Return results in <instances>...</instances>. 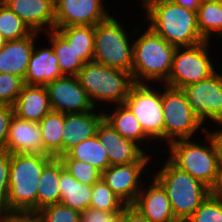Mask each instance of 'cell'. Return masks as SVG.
<instances>
[{
  "label": "cell",
  "instance_id": "1",
  "mask_svg": "<svg viewBox=\"0 0 222 222\" xmlns=\"http://www.w3.org/2000/svg\"><path fill=\"white\" fill-rule=\"evenodd\" d=\"M144 12L148 27L176 48L206 41L198 28L197 12L177 5L172 0L155 1Z\"/></svg>",
  "mask_w": 222,
  "mask_h": 222
},
{
  "label": "cell",
  "instance_id": "2",
  "mask_svg": "<svg viewBox=\"0 0 222 222\" xmlns=\"http://www.w3.org/2000/svg\"><path fill=\"white\" fill-rule=\"evenodd\" d=\"M135 29L137 39L133 40V63L131 76L134 83L163 85L168 79L176 47L165 41L151 28ZM141 32H143L141 34ZM140 33V34H139ZM154 81V82H153ZM157 82V84H156Z\"/></svg>",
  "mask_w": 222,
  "mask_h": 222
},
{
  "label": "cell",
  "instance_id": "3",
  "mask_svg": "<svg viewBox=\"0 0 222 222\" xmlns=\"http://www.w3.org/2000/svg\"><path fill=\"white\" fill-rule=\"evenodd\" d=\"M53 158L42 154H11L7 213L37 212L39 179Z\"/></svg>",
  "mask_w": 222,
  "mask_h": 222
},
{
  "label": "cell",
  "instance_id": "4",
  "mask_svg": "<svg viewBox=\"0 0 222 222\" xmlns=\"http://www.w3.org/2000/svg\"><path fill=\"white\" fill-rule=\"evenodd\" d=\"M206 135V136H205ZM198 143L193 139H179L168 144V160L180 170L189 173L209 189L216 182L219 171V155L213 135L208 130Z\"/></svg>",
  "mask_w": 222,
  "mask_h": 222
},
{
  "label": "cell",
  "instance_id": "5",
  "mask_svg": "<svg viewBox=\"0 0 222 222\" xmlns=\"http://www.w3.org/2000/svg\"><path fill=\"white\" fill-rule=\"evenodd\" d=\"M165 161L153 177L166 190L175 218L186 222L211 194V190L168 159Z\"/></svg>",
  "mask_w": 222,
  "mask_h": 222
},
{
  "label": "cell",
  "instance_id": "6",
  "mask_svg": "<svg viewBox=\"0 0 222 222\" xmlns=\"http://www.w3.org/2000/svg\"><path fill=\"white\" fill-rule=\"evenodd\" d=\"M79 83L88 94L93 105L104 102L111 105L124 104L131 86L134 84L131 73L111 68L97 62H88L76 75Z\"/></svg>",
  "mask_w": 222,
  "mask_h": 222
},
{
  "label": "cell",
  "instance_id": "7",
  "mask_svg": "<svg viewBox=\"0 0 222 222\" xmlns=\"http://www.w3.org/2000/svg\"><path fill=\"white\" fill-rule=\"evenodd\" d=\"M110 15L95 26L93 61L131 73L133 63V32L127 34L124 23ZM122 23V24H121Z\"/></svg>",
  "mask_w": 222,
  "mask_h": 222
},
{
  "label": "cell",
  "instance_id": "8",
  "mask_svg": "<svg viewBox=\"0 0 222 222\" xmlns=\"http://www.w3.org/2000/svg\"><path fill=\"white\" fill-rule=\"evenodd\" d=\"M161 90L166 145L179 139H193L198 131L205 134L208 128L202 126V122L194 114L184 91L165 84L161 86Z\"/></svg>",
  "mask_w": 222,
  "mask_h": 222
},
{
  "label": "cell",
  "instance_id": "9",
  "mask_svg": "<svg viewBox=\"0 0 222 222\" xmlns=\"http://www.w3.org/2000/svg\"><path fill=\"white\" fill-rule=\"evenodd\" d=\"M209 44L211 41L206 40L194 46L177 47L165 85L182 89L211 76L216 71V66L212 62L211 52H208Z\"/></svg>",
  "mask_w": 222,
  "mask_h": 222
},
{
  "label": "cell",
  "instance_id": "10",
  "mask_svg": "<svg viewBox=\"0 0 222 222\" xmlns=\"http://www.w3.org/2000/svg\"><path fill=\"white\" fill-rule=\"evenodd\" d=\"M153 86V87H152ZM161 86L134 83L124 104L138 119L143 131L153 140L164 142V119Z\"/></svg>",
  "mask_w": 222,
  "mask_h": 222
},
{
  "label": "cell",
  "instance_id": "11",
  "mask_svg": "<svg viewBox=\"0 0 222 222\" xmlns=\"http://www.w3.org/2000/svg\"><path fill=\"white\" fill-rule=\"evenodd\" d=\"M196 117L203 125L207 121L222 126V74L211 76L182 88Z\"/></svg>",
  "mask_w": 222,
  "mask_h": 222
},
{
  "label": "cell",
  "instance_id": "12",
  "mask_svg": "<svg viewBox=\"0 0 222 222\" xmlns=\"http://www.w3.org/2000/svg\"><path fill=\"white\" fill-rule=\"evenodd\" d=\"M103 3L104 0H54L55 28L96 26L111 15Z\"/></svg>",
  "mask_w": 222,
  "mask_h": 222
},
{
  "label": "cell",
  "instance_id": "13",
  "mask_svg": "<svg viewBox=\"0 0 222 222\" xmlns=\"http://www.w3.org/2000/svg\"><path fill=\"white\" fill-rule=\"evenodd\" d=\"M52 111L83 113L96 109L77 76H63L47 84Z\"/></svg>",
  "mask_w": 222,
  "mask_h": 222
},
{
  "label": "cell",
  "instance_id": "14",
  "mask_svg": "<svg viewBox=\"0 0 222 222\" xmlns=\"http://www.w3.org/2000/svg\"><path fill=\"white\" fill-rule=\"evenodd\" d=\"M151 160H139L125 165H111L102 172L101 178L126 204H133L141 190ZM144 175V176H141Z\"/></svg>",
  "mask_w": 222,
  "mask_h": 222
},
{
  "label": "cell",
  "instance_id": "15",
  "mask_svg": "<svg viewBox=\"0 0 222 222\" xmlns=\"http://www.w3.org/2000/svg\"><path fill=\"white\" fill-rule=\"evenodd\" d=\"M101 144L105 146L110 166L125 165L139 160H151L152 154L136 141L122 137L106 120H102L96 130Z\"/></svg>",
  "mask_w": 222,
  "mask_h": 222
},
{
  "label": "cell",
  "instance_id": "16",
  "mask_svg": "<svg viewBox=\"0 0 222 222\" xmlns=\"http://www.w3.org/2000/svg\"><path fill=\"white\" fill-rule=\"evenodd\" d=\"M145 184L144 182L132 205L150 222H179L173 214L167 192L162 185L154 177L147 187Z\"/></svg>",
  "mask_w": 222,
  "mask_h": 222
},
{
  "label": "cell",
  "instance_id": "17",
  "mask_svg": "<svg viewBox=\"0 0 222 222\" xmlns=\"http://www.w3.org/2000/svg\"><path fill=\"white\" fill-rule=\"evenodd\" d=\"M32 31L43 33L55 28L54 0H0Z\"/></svg>",
  "mask_w": 222,
  "mask_h": 222
},
{
  "label": "cell",
  "instance_id": "18",
  "mask_svg": "<svg viewBox=\"0 0 222 222\" xmlns=\"http://www.w3.org/2000/svg\"><path fill=\"white\" fill-rule=\"evenodd\" d=\"M5 151L10 154L44 155L39 123L21 119L13 114L9 124Z\"/></svg>",
  "mask_w": 222,
  "mask_h": 222
},
{
  "label": "cell",
  "instance_id": "19",
  "mask_svg": "<svg viewBox=\"0 0 222 222\" xmlns=\"http://www.w3.org/2000/svg\"><path fill=\"white\" fill-rule=\"evenodd\" d=\"M97 110L99 112L93 110L83 113H64L63 155L83 140L96 135L98 125L104 119L103 110Z\"/></svg>",
  "mask_w": 222,
  "mask_h": 222
},
{
  "label": "cell",
  "instance_id": "20",
  "mask_svg": "<svg viewBox=\"0 0 222 222\" xmlns=\"http://www.w3.org/2000/svg\"><path fill=\"white\" fill-rule=\"evenodd\" d=\"M36 48V49H35ZM65 76L60 67L52 45H34L24 78L25 85L46 86L57 78Z\"/></svg>",
  "mask_w": 222,
  "mask_h": 222
},
{
  "label": "cell",
  "instance_id": "21",
  "mask_svg": "<svg viewBox=\"0 0 222 222\" xmlns=\"http://www.w3.org/2000/svg\"><path fill=\"white\" fill-rule=\"evenodd\" d=\"M40 34L33 31L23 39L7 41L0 50V73L12 74L24 80L30 55Z\"/></svg>",
  "mask_w": 222,
  "mask_h": 222
},
{
  "label": "cell",
  "instance_id": "22",
  "mask_svg": "<svg viewBox=\"0 0 222 222\" xmlns=\"http://www.w3.org/2000/svg\"><path fill=\"white\" fill-rule=\"evenodd\" d=\"M13 111L21 119L39 123L52 111L46 87L24 85L13 105Z\"/></svg>",
  "mask_w": 222,
  "mask_h": 222
},
{
  "label": "cell",
  "instance_id": "23",
  "mask_svg": "<svg viewBox=\"0 0 222 222\" xmlns=\"http://www.w3.org/2000/svg\"><path fill=\"white\" fill-rule=\"evenodd\" d=\"M113 107V110H110L109 108L106 109L109 110V112L103 110L104 120H106L122 137L136 141L145 150L147 149V147H144L145 145L148 144L149 146V144L154 143L143 131L138 119L125 104L113 105ZM150 140L152 142H150ZM145 142L147 143L145 144Z\"/></svg>",
  "mask_w": 222,
  "mask_h": 222
},
{
  "label": "cell",
  "instance_id": "24",
  "mask_svg": "<svg viewBox=\"0 0 222 222\" xmlns=\"http://www.w3.org/2000/svg\"><path fill=\"white\" fill-rule=\"evenodd\" d=\"M60 203L82 212L90 207L92 186L77 181L60 160Z\"/></svg>",
  "mask_w": 222,
  "mask_h": 222
},
{
  "label": "cell",
  "instance_id": "25",
  "mask_svg": "<svg viewBox=\"0 0 222 222\" xmlns=\"http://www.w3.org/2000/svg\"><path fill=\"white\" fill-rule=\"evenodd\" d=\"M63 124L64 113L55 111L49 112L39 121L44 155H51L54 158L63 155Z\"/></svg>",
  "mask_w": 222,
  "mask_h": 222
},
{
  "label": "cell",
  "instance_id": "26",
  "mask_svg": "<svg viewBox=\"0 0 222 222\" xmlns=\"http://www.w3.org/2000/svg\"><path fill=\"white\" fill-rule=\"evenodd\" d=\"M59 158L81 160L91 164L101 172L105 171L110 166L105 146L101 144L97 135L83 140Z\"/></svg>",
  "mask_w": 222,
  "mask_h": 222
},
{
  "label": "cell",
  "instance_id": "27",
  "mask_svg": "<svg viewBox=\"0 0 222 222\" xmlns=\"http://www.w3.org/2000/svg\"><path fill=\"white\" fill-rule=\"evenodd\" d=\"M60 158H53L43 169L37 190V211L44 206L60 203Z\"/></svg>",
  "mask_w": 222,
  "mask_h": 222
},
{
  "label": "cell",
  "instance_id": "28",
  "mask_svg": "<svg viewBox=\"0 0 222 222\" xmlns=\"http://www.w3.org/2000/svg\"><path fill=\"white\" fill-rule=\"evenodd\" d=\"M56 29L84 63L93 61L95 26H67Z\"/></svg>",
  "mask_w": 222,
  "mask_h": 222
},
{
  "label": "cell",
  "instance_id": "29",
  "mask_svg": "<svg viewBox=\"0 0 222 222\" xmlns=\"http://www.w3.org/2000/svg\"><path fill=\"white\" fill-rule=\"evenodd\" d=\"M48 42L52 45L58 60V66L65 76H76L84 67V62L77 57V54L67 40L56 30L47 31Z\"/></svg>",
  "mask_w": 222,
  "mask_h": 222
},
{
  "label": "cell",
  "instance_id": "30",
  "mask_svg": "<svg viewBox=\"0 0 222 222\" xmlns=\"http://www.w3.org/2000/svg\"><path fill=\"white\" fill-rule=\"evenodd\" d=\"M197 19L200 34L205 40L212 41L211 37L222 39V0L201 2Z\"/></svg>",
  "mask_w": 222,
  "mask_h": 222
},
{
  "label": "cell",
  "instance_id": "31",
  "mask_svg": "<svg viewBox=\"0 0 222 222\" xmlns=\"http://www.w3.org/2000/svg\"><path fill=\"white\" fill-rule=\"evenodd\" d=\"M32 32L12 10L0 1V35L6 41L23 39Z\"/></svg>",
  "mask_w": 222,
  "mask_h": 222
},
{
  "label": "cell",
  "instance_id": "32",
  "mask_svg": "<svg viewBox=\"0 0 222 222\" xmlns=\"http://www.w3.org/2000/svg\"><path fill=\"white\" fill-rule=\"evenodd\" d=\"M125 205L102 178L92 186L90 208L104 211H120Z\"/></svg>",
  "mask_w": 222,
  "mask_h": 222
},
{
  "label": "cell",
  "instance_id": "33",
  "mask_svg": "<svg viewBox=\"0 0 222 222\" xmlns=\"http://www.w3.org/2000/svg\"><path fill=\"white\" fill-rule=\"evenodd\" d=\"M64 167L77 180L85 185L93 186L101 179L102 172L91 164L76 159H60Z\"/></svg>",
  "mask_w": 222,
  "mask_h": 222
},
{
  "label": "cell",
  "instance_id": "34",
  "mask_svg": "<svg viewBox=\"0 0 222 222\" xmlns=\"http://www.w3.org/2000/svg\"><path fill=\"white\" fill-rule=\"evenodd\" d=\"M186 222H222V200L210 194Z\"/></svg>",
  "mask_w": 222,
  "mask_h": 222
},
{
  "label": "cell",
  "instance_id": "35",
  "mask_svg": "<svg viewBox=\"0 0 222 222\" xmlns=\"http://www.w3.org/2000/svg\"><path fill=\"white\" fill-rule=\"evenodd\" d=\"M37 213L43 222H79L80 220V212L61 203L44 206Z\"/></svg>",
  "mask_w": 222,
  "mask_h": 222
},
{
  "label": "cell",
  "instance_id": "36",
  "mask_svg": "<svg viewBox=\"0 0 222 222\" xmlns=\"http://www.w3.org/2000/svg\"><path fill=\"white\" fill-rule=\"evenodd\" d=\"M24 85L22 78L0 73V105L13 106Z\"/></svg>",
  "mask_w": 222,
  "mask_h": 222
},
{
  "label": "cell",
  "instance_id": "37",
  "mask_svg": "<svg viewBox=\"0 0 222 222\" xmlns=\"http://www.w3.org/2000/svg\"><path fill=\"white\" fill-rule=\"evenodd\" d=\"M11 154L0 150V213H7Z\"/></svg>",
  "mask_w": 222,
  "mask_h": 222
},
{
  "label": "cell",
  "instance_id": "38",
  "mask_svg": "<svg viewBox=\"0 0 222 222\" xmlns=\"http://www.w3.org/2000/svg\"><path fill=\"white\" fill-rule=\"evenodd\" d=\"M13 114V106L0 105V150H5L9 124Z\"/></svg>",
  "mask_w": 222,
  "mask_h": 222
},
{
  "label": "cell",
  "instance_id": "39",
  "mask_svg": "<svg viewBox=\"0 0 222 222\" xmlns=\"http://www.w3.org/2000/svg\"><path fill=\"white\" fill-rule=\"evenodd\" d=\"M0 222H43L37 212L0 213Z\"/></svg>",
  "mask_w": 222,
  "mask_h": 222
},
{
  "label": "cell",
  "instance_id": "40",
  "mask_svg": "<svg viewBox=\"0 0 222 222\" xmlns=\"http://www.w3.org/2000/svg\"><path fill=\"white\" fill-rule=\"evenodd\" d=\"M124 222H150L137 208L132 204L124 206Z\"/></svg>",
  "mask_w": 222,
  "mask_h": 222
},
{
  "label": "cell",
  "instance_id": "41",
  "mask_svg": "<svg viewBox=\"0 0 222 222\" xmlns=\"http://www.w3.org/2000/svg\"><path fill=\"white\" fill-rule=\"evenodd\" d=\"M79 222H103V210L87 208L80 212Z\"/></svg>",
  "mask_w": 222,
  "mask_h": 222
},
{
  "label": "cell",
  "instance_id": "42",
  "mask_svg": "<svg viewBox=\"0 0 222 222\" xmlns=\"http://www.w3.org/2000/svg\"><path fill=\"white\" fill-rule=\"evenodd\" d=\"M103 222H124V207L120 211H104Z\"/></svg>",
  "mask_w": 222,
  "mask_h": 222
},
{
  "label": "cell",
  "instance_id": "43",
  "mask_svg": "<svg viewBox=\"0 0 222 222\" xmlns=\"http://www.w3.org/2000/svg\"><path fill=\"white\" fill-rule=\"evenodd\" d=\"M217 128V130L213 129V131L209 130V132L213 135L214 141L216 143L219 155V168H222V126L221 128Z\"/></svg>",
  "mask_w": 222,
  "mask_h": 222
},
{
  "label": "cell",
  "instance_id": "44",
  "mask_svg": "<svg viewBox=\"0 0 222 222\" xmlns=\"http://www.w3.org/2000/svg\"><path fill=\"white\" fill-rule=\"evenodd\" d=\"M210 190L211 195L222 200V168H219L216 182Z\"/></svg>",
  "mask_w": 222,
  "mask_h": 222
},
{
  "label": "cell",
  "instance_id": "45",
  "mask_svg": "<svg viewBox=\"0 0 222 222\" xmlns=\"http://www.w3.org/2000/svg\"><path fill=\"white\" fill-rule=\"evenodd\" d=\"M175 4L180 5L186 9L197 12L201 5V0H172Z\"/></svg>",
  "mask_w": 222,
  "mask_h": 222
},
{
  "label": "cell",
  "instance_id": "46",
  "mask_svg": "<svg viewBox=\"0 0 222 222\" xmlns=\"http://www.w3.org/2000/svg\"><path fill=\"white\" fill-rule=\"evenodd\" d=\"M158 1V0H142L140 1L141 4L139 5L141 8L145 9L147 6H149L151 3Z\"/></svg>",
  "mask_w": 222,
  "mask_h": 222
},
{
  "label": "cell",
  "instance_id": "47",
  "mask_svg": "<svg viewBox=\"0 0 222 222\" xmlns=\"http://www.w3.org/2000/svg\"><path fill=\"white\" fill-rule=\"evenodd\" d=\"M6 42V39L0 35V50L5 46Z\"/></svg>",
  "mask_w": 222,
  "mask_h": 222
},
{
  "label": "cell",
  "instance_id": "48",
  "mask_svg": "<svg viewBox=\"0 0 222 222\" xmlns=\"http://www.w3.org/2000/svg\"><path fill=\"white\" fill-rule=\"evenodd\" d=\"M203 1H216V0H201V2H203Z\"/></svg>",
  "mask_w": 222,
  "mask_h": 222
}]
</instances>
